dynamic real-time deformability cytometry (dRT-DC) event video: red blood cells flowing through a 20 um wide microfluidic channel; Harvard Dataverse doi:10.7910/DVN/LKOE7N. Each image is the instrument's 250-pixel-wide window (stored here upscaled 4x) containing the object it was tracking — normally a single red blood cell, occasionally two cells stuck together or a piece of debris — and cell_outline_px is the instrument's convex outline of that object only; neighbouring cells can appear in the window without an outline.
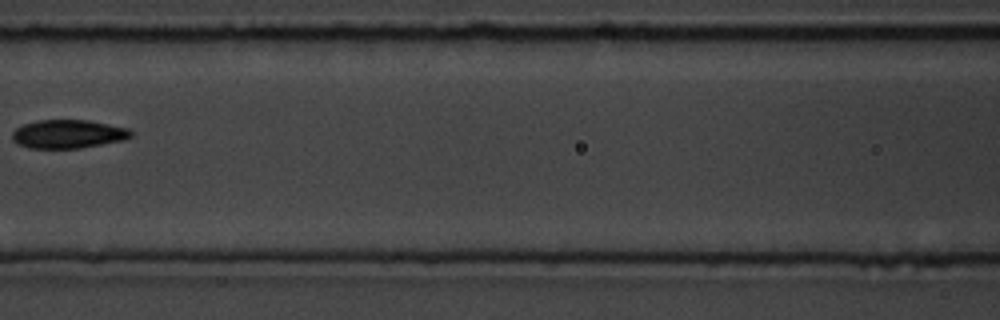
{"species": "common noctule bat (a hibernating species)", "species_latin": "Nyctalus noctula", "temperature_condition": "room temperature", "stored_images_in_passage": 8, "camera_frame_rate_fps": 3000, "um_per_image_px": 0.085, "animal": {"sex": "male", "body_mass_g": 19.5, "forearm_length_mm": 54.6}, "frame": {"image": 1, "passage_image": 8, "time_ms": 8.0, "image_size_px": [1000, 320], "cell_outline_px": [[132, 136], [124, 140], [80, 148], [28, 148], [12, 140], [12, 132], [16, 128], [24, 124], [36, 120], [88, 120], [128, 128], [132, 132]], "centroid_in_image_um": [5.78, 11.39], "position_along_channel_um": 160.8, "area_um2": 19.71}}